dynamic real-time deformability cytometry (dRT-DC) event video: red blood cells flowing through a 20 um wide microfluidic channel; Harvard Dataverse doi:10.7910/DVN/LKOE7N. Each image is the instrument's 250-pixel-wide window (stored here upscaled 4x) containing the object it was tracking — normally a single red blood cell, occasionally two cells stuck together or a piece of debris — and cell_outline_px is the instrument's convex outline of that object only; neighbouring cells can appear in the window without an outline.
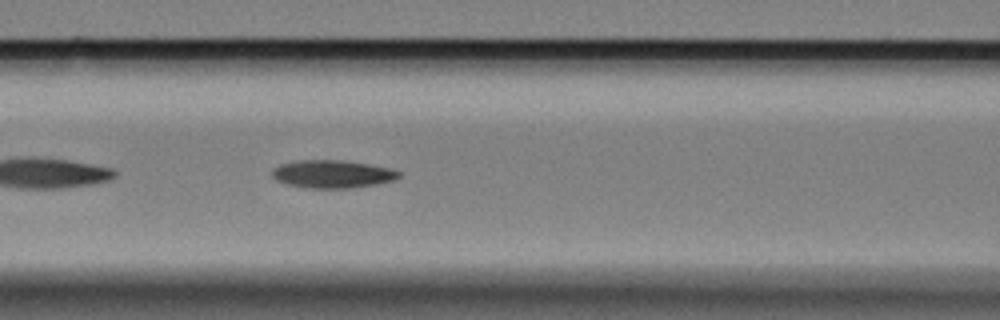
{"species": "Egyptian fruit bat (a non-hibernating species)", "species_latin": "Rousettus aegyptiacus", "temperature_condition": "cold", "stored_images_in_passage": 45, "camera_frame_rate_fps": 3000, "um_per_image_px": 0.085, "animal": {"sex": "female"}, "frame": {"image": 1, "passage_image": 9, "time_ms": 2.667, "image_size_px": [1000, 320], "cell_outline_px": [[400, 176], [396, 180], [376, 184], [352, 188], [304, 188], [288, 184], [276, 180], [272, 176], [272, 168], [280, 164], [296, 160], [344, 160], [392, 168], [400, 172]], "centroid_in_image_um": [28.25, 14.79], "position_along_channel_um": 138.3, "area_um2": 20.81}}
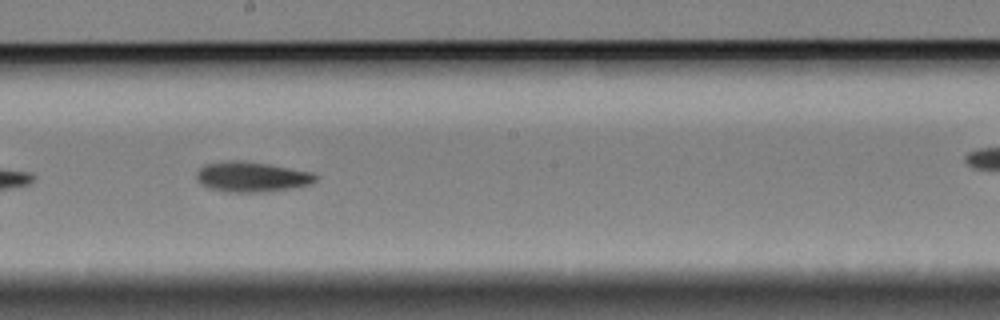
{"frame": {"image": 2, "passage_image": 17, "time_ms": 5.333, "image_size_px": [1000, 320], "cell_outline_px": [[320, 176], [312, 184], [268, 192], [228, 192], [208, 188], [200, 184], [196, 180], [196, 172], [204, 164], [224, 160], [240, 160], [268, 164], [312, 172]], "centroid_in_image_um": [21.37, 15.03], "position_along_channel_um": 226.8, "area_um2": 21.27}}
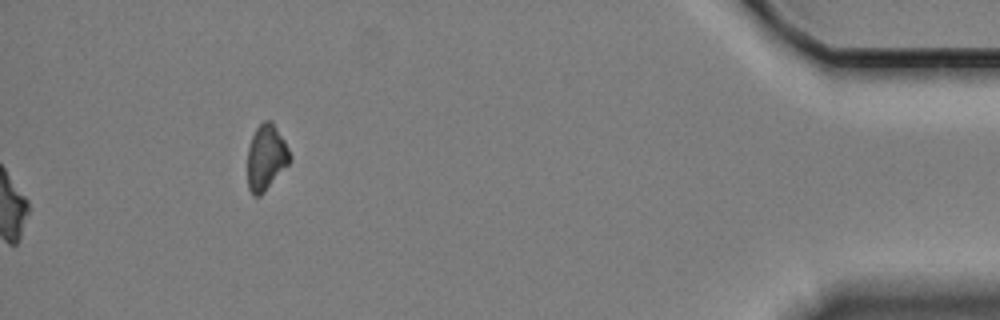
{"frame": {"image": 3, "passage_image": 45, "time_ms": 14.667, "image_size_px": [1000, 320], "cell_outline_px": [[292, 156], [288, 164], [264, 192], [260, 196], [252, 196], [248, 188], [248, 148], [252, 136], [256, 128], [264, 120], [272, 120], [284, 140]], "centroid_in_image_um": [22.61, 13.38], "position_along_channel_um": 412.6, "area_um2": 16.13}, "authors_computed_cell_mechanics": {"area_um2": 20.4612, "velocity_mm_per_s": 3.3216, "shape_relaxation_time_tau1_ms": 5.3021, "shape_relaxation_time_tau2_ms": null, "deformation_change_tau1": 0.1481, "deformation_change_tau2": null}}